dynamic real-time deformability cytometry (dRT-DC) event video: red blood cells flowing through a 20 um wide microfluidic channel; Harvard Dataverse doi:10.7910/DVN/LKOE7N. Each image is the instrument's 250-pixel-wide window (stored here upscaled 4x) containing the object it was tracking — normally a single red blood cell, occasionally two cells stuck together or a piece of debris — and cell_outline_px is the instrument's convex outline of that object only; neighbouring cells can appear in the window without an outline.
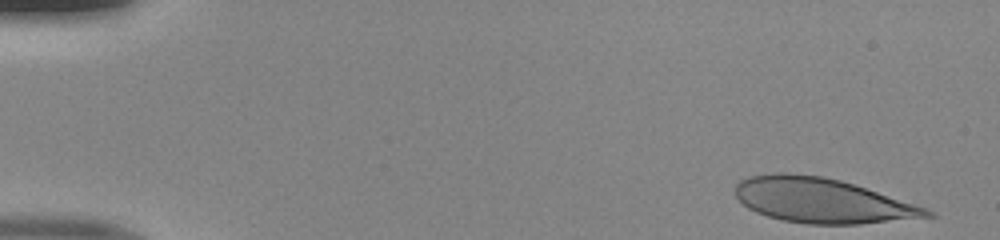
{"species": "human", "species_latin": "Homo sapiens", "temperature_condition": "room temperature", "stored_images_in_passage": 44, "camera_frame_rate_fps": 3000, "um_per_image_px": 0.085, "donor": {"sex": "male"}, "frame": {"image": 1, "passage_image": 1, "time_ms": 0.0, "image_size_px": [1000, 240], "cell_outline_px": [[936, 216], [860, 224], [808, 224], [784, 220], [768, 216], [756, 212], [748, 208], [736, 196], [736, 184], [740, 180], [748, 176], [776, 172], [788, 172], [824, 176], [840, 180], [928, 208]], "centroid_in_image_um": [69.85, 17.03], "position_along_channel_um": 15.2, "area_um2": 49.77}}
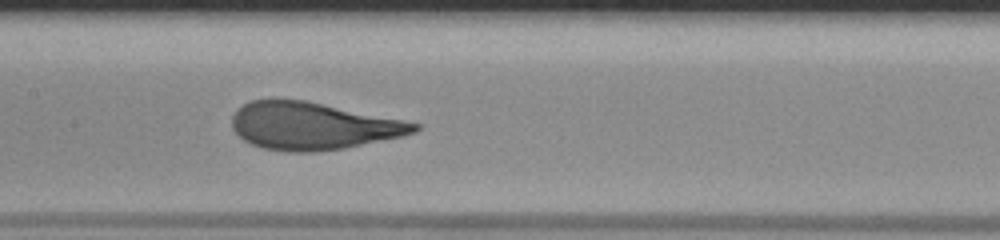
{"frame": {"image": 2, "passage_image": 23, "time_ms": 7.333, "image_size_px": [1000, 240], "cell_outline_px": [[420, 128], [416, 132], [404, 136], [344, 148], [316, 152], [288, 152], [264, 148], [252, 144], [244, 140], [232, 128], [232, 116], [236, 108], [252, 100], [304, 100], [404, 120], [420, 124]], "centroid_in_image_um": [26.59, 10.71], "position_along_channel_um": 180.8, "area_um2": 50.11}}
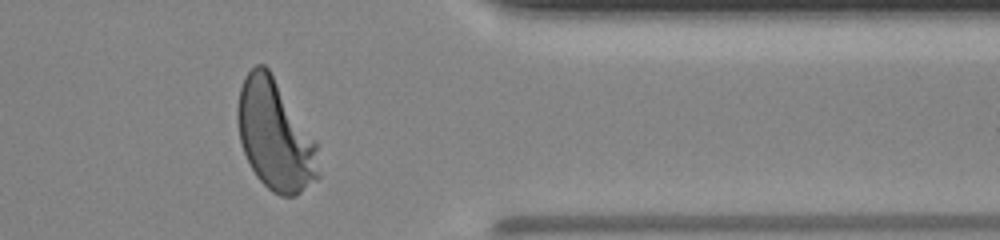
{"frame": {"image": 3, "passage_image": 39, "time_ms": 12.667, "image_size_px": [1000, 240], "cell_outline_px": [[320, 176], [316, 180], [296, 196], [280, 196], [272, 192], [256, 176], [244, 152], [240, 140], [236, 120], [236, 108], [240, 88], [244, 76], [256, 64], [264, 64], [268, 68], [316, 140], [320, 172]], "centroid_in_image_um": [23.38, 11.51], "position_along_channel_um": 388.0, "area_um2": 52.19}}